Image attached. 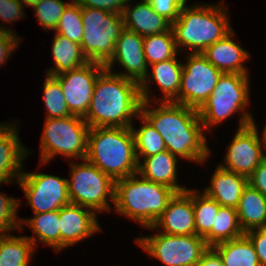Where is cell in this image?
Masks as SVG:
<instances>
[{
  "instance_id": "cell-1",
  "label": "cell",
  "mask_w": 266,
  "mask_h": 266,
  "mask_svg": "<svg viewBox=\"0 0 266 266\" xmlns=\"http://www.w3.org/2000/svg\"><path fill=\"white\" fill-rule=\"evenodd\" d=\"M151 103L142 101L140 114L162 136L167 150L178 158L205 163L211 151L198 110L174 102H155L156 108Z\"/></svg>"
},
{
  "instance_id": "cell-2",
  "label": "cell",
  "mask_w": 266,
  "mask_h": 266,
  "mask_svg": "<svg viewBox=\"0 0 266 266\" xmlns=\"http://www.w3.org/2000/svg\"><path fill=\"white\" fill-rule=\"evenodd\" d=\"M141 103L137 82L104 69L97 77L84 120L90 128L131 127Z\"/></svg>"
},
{
  "instance_id": "cell-3",
  "label": "cell",
  "mask_w": 266,
  "mask_h": 266,
  "mask_svg": "<svg viewBox=\"0 0 266 266\" xmlns=\"http://www.w3.org/2000/svg\"><path fill=\"white\" fill-rule=\"evenodd\" d=\"M85 159L114 181L138 173L131 127L90 128Z\"/></svg>"
},
{
  "instance_id": "cell-4",
  "label": "cell",
  "mask_w": 266,
  "mask_h": 266,
  "mask_svg": "<svg viewBox=\"0 0 266 266\" xmlns=\"http://www.w3.org/2000/svg\"><path fill=\"white\" fill-rule=\"evenodd\" d=\"M223 4L201 2L192 7L186 3L182 6L178 19L172 23L178 51L190 48V53L192 50V53H202L233 30Z\"/></svg>"
},
{
  "instance_id": "cell-5",
  "label": "cell",
  "mask_w": 266,
  "mask_h": 266,
  "mask_svg": "<svg viewBox=\"0 0 266 266\" xmlns=\"http://www.w3.org/2000/svg\"><path fill=\"white\" fill-rule=\"evenodd\" d=\"M141 178V179H140ZM176 192L160 183L144 179L139 173L115 181V212L152 226Z\"/></svg>"
},
{
  "instance_id": "cell-6",
  "label": "cell",
  "mask_w": 266,
  "mask_h": 266,
  "mask_svg": "<svg viewBox=\"0 0 266 266\" xmlns=\"http://www.w3.org/2000/svg\"><path fill=\"white\" fill-rule=\"evenodd\" d=\"M249 75L238 73L222 74L211 95L198 109L205 131L241 113L238 128L254 123V117L244 109L250 104Z\"/></svg>"
},
{
  "instance_id": "cell-7",
  "label": "cell",
  "mask_w": 266,
  "mask_h": 266,
  "mask_svg": "<svg viewBox=\"0 0 266 266\" xmlns=\"http://www.w3.org/2000/svg\"><path fill=\"white\" fill-rule=\"evenodd\" d=\"M89 130V125L80 116L45 119L40 141L41 164L49 163L57 155L84 160Z\"/></svg>"
},
{
  "instance_id": "cell-8",
  "label": "cell",
  "mask_w": 266,
  "mask_h": 266,
  "mask_svg": "<svg viewBox=\"0 0 266 266\" xmlns=\"http://www.w3.org/2000/svg\"><path fill=\"white\" fill-rule=\"evenodd\" d=\"M83 161L70 162L71 178L67 179L70 203L89 208L96 214L111 211L108 199L114 204L115 181L88 160Z\"/></svg>"
},
{
  "instance_id": "cell-9",
  "label": "cell",
  "mask_w": 266,
  "mask_h": 266,
  "mask_svg": "<svg viewBox=\"0 0 266 266\" xmlns=\"http://www.w3.org/2000/svg\"><path fill=\"white\" fill-rule=\"evenodd\" d=\"M84 26L81 48L89 62L106 65L114 53L115 42L124 29L122 15L81 7Z\"/></svg>"
},
{
  "instance_id": "cell-10",
  "label": "cell",
  "mask_w": 266,
  "mask_h": 266,
  "mask_svg": "<svg viewBox=\"0 0 266 266\" xmlns=\"http://www.w3.org/2000/svg\"><path fill=\"white\" fill-rule=\"evenodd\" d=\"M136 243L166 266H198L209 249L205 239L196 234L179 236L158 231L152 236L137 237Z\"/></svg>"
},
{
  "instance_id": "cell-11",
  "label": "cell",
  "mask_w": 266,
  "mask_h": 266,
  "mask_svg": "<svg viewBox=\"0 0 266 266\" xmlns=\"http://www.w3.org/2000/svg\"><path fill=\"white\" fill-rule=\"evenodd\" d=\"M183 64L181 85L174 103L199 109L211 95L223 74L202 53L188 52Z\"/></svg>"
},
{
  "instance_id": "cell-12",
  "label": "cell",
  "mask_w": 266,
  "mask_h": 266,
  "mask_svg": "<svg viewBox=\"0 0 266 266\" xmlns=\"http://www.w3.org/2000/svg\"><path fill=\"white\" fill-rule=\"evenodd\" d=\"M17 181L34 214L60 210L70 204L67 179L24 170Z\"/></svg>"
},
{
  "instance_id": "cell-13",
  "label": "cell",
  "mask_w": 266,
  "mask_h": 266,
  "mask_svg": "<svg viewBox=\"0 0 266 266\" xmlns=\"http://www.w3.org/2000/svg\"><path fill=\"white\" fill-rule=\"evenodd\" d=\"M262 135L261 139L255 122L238 128L232 142L227 147L224 164L218 165L228 171L249 177L266 158L263 152L266 151L264 131Z\"/></svg>"
},
{
  "instance_id": "cell-14",
  "label": "cell",
  "mask_w": 266,
  "mask_h": 266,
  "mask_svg": "<svg viewBox=\"0 0 266 266\" xmlns=\"http://www.w3.org/2000/svg\"><path fill=\"white\" fill-rule=\"evenodd\" d=\"M104 69L103 64L87 62L71 71L54 76L60 82L67 107L72 115L83 118L86 116L97 77Z\"/></svg>"
},
{
  "instance_id": "cell-15",
  "label": "cell",
  "mask_w": 266,
  "mask_h": 266,
  "mask_svg": "<svg viewBox=\"0 0 266 266\" xmlns=\"http://www.w3.org/2000/svg\"><path fill=\"white\" fill-rule=\"evenodd\" d=\"M143 36L124 28L115 42L114 53L105 69L112 72L115 61L125 71L115 73L124 78L137 82L139 85L149 74L148 65L143 50Z\"/></svg>"
},
{
  "instance_id": "cell-16",
  "label": "cell",
  "mask_w": 266,
  "mask_h": 266,
  "mask_svg": "<svg viewBox=\"0 0 266 266\" xmlns=\"http://www.w3.org/2000/svg\"><path fill=\"white\" fill-rule=\"evenodd\" d=\"M149 230H158L170 235H194L195 217L192 202V189L175 193L166 209Z\"/></svg>"
},
{
  "instance_id": "cell-17",
  "label": "cell",
  "mask_w": 266,
  "mask_h": 266,
  "mask_svg": "<svg viewBox=\"0 0 266 266\" xmlns=\"http://www.w3.org/2000/svg\"><path fill=\"white\" fill-rule=\"evenodd\" d=\"M60 251L101 231L98 215L89 208L68 204L59 210Z\"/></svg>"
},
{
  "instance_id": "cell-18",
  "label": "cell",
  "mask_w": 266,
  "mask_h": 266,
  "mask_svg": "<svg viewBox=\"0 0 266 266\" xmlns=\"http://www.w3.org/2000/svg\"><path fill=\"white\" fill-rule=\"evenodd\" d=\"M13 123L0 122V184L18 180L23 172L22 163L31 152L19 138V130Z\"/></svg>"
},
{
  "instance_id": "cell-19",
  "label": "cell",
  "mask_w": 266,
  "mask_h": 266,
  "mask_svg": "<svg viewBox=\"0 0 266 266\" xmlns=\"http://www.w3.org/2000/svg\"><path fill=\"white\" fill-rule=\"evenodd\" d=\"M183 62H178L175 58L161 61L150 65L152 67L151 74L147 75L140 86V97L142 101H151L150 85L154 81L161 89L164 97L154 99L156 102H173L178 97L181 85V75L183 70ZM151 77V78H149Z\"/></svg>"
},
{
  "instance_id": "cell-20",
  "label": "cell",
  "mask_w": 266,
  "mask_h": 266,
  "mask_svg": "<svg viewBox=\"0 0 266 266\" xmlns=\"http://www.w3.org/2000/svg\"><path fill=\"white\" fill-rule=\"evenodd\" d=\"M132 1L127 0L121 14L124 28L143 37L164 33L172 28V23L156 13L148 0H141L135 5H131Z\"/></svg>"
},
{
  "instance_id": "cell-21",
  "label": "cell",
  "mask_w": 266,
  "mask_h": 266,
  "mask_svg": "<svg viewBox=\"0 0 266 266\" xmlns=\"http://www.w3.org/2000/svg\"><path fill=\"white\" fill-rule=\"evenodd\" d=\"M234 34L235 32L232 30L223 39L207 47L202 54L224 74L249 75L247 66L243 65L250 58L249 53L233 40Z\"/></svg>"
},
{
  "instance_id": "cell-22",
  "label": "cell",
  "mask_w": 266,
  "mask_h": 266,
  "mask_svg": "<svg viewBox=\"0 0 266 266\" xmlns=\"http://www.w3.org/2000/svg\"><path fill=\"white\" fill-rule=\"evenodd\" d=\"M248 185V177L216 166L210 180V186L204 188L209 197L220 206L237 208L244 188Z\"/></svg>"
},
{
  "instance_id": "cell-23",
  "label": "cell",
  "mask_w": 266,
  "mask_h": 266,
  "mask_svg": "<svg viewBox=\"0 0 266 266\" xmlns=\"http://www.w3.org/2000/svg\"><path fill=\"white\" fill-rule=\"evenodd\" d=\"M177 163L178 157L165 150L144 157L143 161L138 163V173L144 179L163 184L176 193L183 192L187 188L177 182Z\"/></svg>"
},
{
  "instance_id": "cell-24",
  "label": "cell",
  "mask_w": 266,
  "mask_h": 266,
  "mask_svg": "<svg viewBox=\"0 0 266 266\" xmlns=\"http://www.w3.org/2000/svg\"><path fill=\"white\" fill-rule=\"evenodd\" d=\"M236 210L244 233L251 229L266 228V197L250 184L244 188Z\"/></svg>"
},
{
  "instance_id": "cell-25",
  "label": "cell",
  "mask_w": 266,
  "mask_h": 266,
  "mask_svg": "<svg viewBox=\"0 0 266 266\" xmlns=\"http://www.w3.org/2000/svg\"><path fill=\"white\" fill-rule=\"evenodd\" d=\"M51 48L54 66L46 71L47 75L56 76L89 62L83 54L81 44L61 34H55Z\"/></svg>"
},
{
  "instance_id": "cell-26",
  "label": "cell",
  "mask_w": 266,
  "mask_h": 266,
  "mask_svg": "<svg viewBox=\"0 0 266 266\" xmlns=\"http://www.w3.org/2000/svg\"><path fill=\"white\" fill-rule=\"evenodd\" d=\"M59 210L34 214L32 218H21L20 229L23 230L22 224L24 223L34 233L33 237L27 238L34 244L38 241L52 247L57 253L60 252V225H59Z\"/></svg>"
},
{
  "instance_id": "cell-27",
  "label": "cell",
  "mask_w": 266,
  "mask_h": 266,
  "mask_svg": "<svg viewBox=\"0 0 266 266\" xmlns=\"http://www.w3.org/2000/svg\"><path fill=\"white\" fill-rule=\"evenodd\" d=\"M212 248L221 257L223 266H260L254 246L245 234Z\"/></svg>"
},
{
  "instance_id": "cell-28",
  "label": "cell",
  "mask_w": 266,
  "mask_h": 266,
  "mask_svg": "<svg viewBox=\"0 0 266 266\" xmlns=\"http://www.w3.org/2000/svg\"><path fill=\"white\" fill-rule=\"evenodd\" d=\"M34 244L27 236L7 234L0 237V266H29Z\"/></svg>"
},
{
  "instance_id": "cell-29",
  "label": "cell",
  "mask_w": 266,
  "mask_h": 266,
  "mask_svg": "<svg viewBox=\"0 0 266 266\" xmlns=\"http://www.w3.org/2000/svg\"><path fill=\"white\" fill-rule=\"evenodd\" d=\"M245 233L241 229L237 210L232 207L220 206L212 230L204 237L209 247L239 238Z\"/></svg>"
},
{
  "instance_id": "cell-30",
  "label": "cell",
  "mask_w": 266,
  "mask_h": 266,
  "mask_svg": "<svg viewBox=\"0 0 266 266\" xmlns=\"http://www.w3.org/2000/svg\"><path fill=\"white\" fill-rule=\"evenodd\" d=\"M141 120V127L135 128L131 126L135 139V153L138 163L144 157L163 152L167 150L162 136L156 131L151 123L142 115L137 116Z\"/></svg>"
},
{
  "instance_id": "cell-31",
  "label": "cell",
  "mask_w": 266,
  "mask_h": 266,
  "mask_svg": "<svg viewBox=\"0 0 266 266\" xmlns=\"http://www.w3.org/2000/svg\"><path fill=\"white\" fill-rule=\"evenodd\" d=\"M143 50L148 66L178 56L172 28L164 33L144 37Z\"/></svg>"
},
{
  "instance_id": "cell-32",
  "label": "cell",
  "mask_w": 266,
  "mask_h": 266,
  "mask_svg": "<svg viewBox=\"0 0 266 266\" xmlns=\"http://www.w3.org/2000/svg\"><path fill=\"white\" fill-rule=\"evenodd\" d=\"M192 202L195 217V234L205 237L211 230L220 205L205 192L192 190Z\"/></svg>"
},
{
  "instance_id": "cell-33",
  "label": "cell",
  "mask_w": 266,
  "mask_h": 266,
  "mask_svg": "<svg viewBox=\"0 0 266 266\" xmlns=\"http://www.w3.org/2000/svg\"><path fill=\"white\" fill-rule=\"evenodd\" d=\"M45 75L46 78L43 85V101L47 110L45 119L68 117L72 115L67 107L60 82L54 76Z\"/></svg>"
},
{
  "instance_id": "cell-34",
  "label": "cell",
  "mask_w": 266,
  "mask_h": 266,
  "mask_svg": "<svg viewBox=\"0 0 266 266\" xmlns=\"http://www.w3.org/2000/svg\"><path fill=\"white\" fill-rule=\"evenodd\" d=\"M54 31L69 38L71 41L81 44L84 26L81 6L75 0H72L66 7Z\"/></svg>"
},
{
  "instance_id": "cell-35",
  "label": "cell",
  "mask_w": 266,
  "mask_h": 266,
  "mask_svg": "<svg viewBox=\"0 0 266 266\" xmlns=\"http://www.w3.org/2000/svg\"><path fill=\"white\" fill-rule=\"evenodd\" d=\"M70 3L62 0H42L33 7L35 18H37L44 30L54 31L60 17Z\"/></svg>"
},
{
  "instance_id": "cell-36",
  "label": "cell",
  "mask_w": 266,
  "mask_h": 266,
  "mask_svg": "<svg viewBox=\"0 0 266 266\" xmlns=\"http://www.w3.org/2000/svg\"><path fill=\"white\" fill-rule=\"evenodd\" d=\"M20 203V200L8 197L0 192V237L9 234L8 231L20 229V222L17 217Z\"/></svg>"
},
{
  "instance_id": "cell-37",
  "label": "cell",
  "mask_w": 266,
  "mask_h": 266,
  "mask_svg": "<svg viewBox=\"0 0 266 266\" xmlns=\"http://www.w3.org/2000/svg\"><path fill=\"white\" fill-rule=\"evenodd\" d=\"M20 36L14 29L0 25V66L7 62L12 52L19 46Z\"/></svg>"
},
{
  "instance_id": "cell-38",
  "label": "cell",
  "mask_w": 266,
  "mask_h": 266,
  "mask_svg": "<svg viewBox=\"0 0 266 266\" xmlns=\"http://www.w3.org/2000/svg\"><path fill=\"white\" fill-rule=\"evenodd\" d=\"M156 13L165 17L171 23L175 22L182 6L187 0H148Z\"/></svg>"
},
{
  "instance_id": "cell-39",
  "label": "cell",
  "mask_w": 266,
  "mask_h": 266,
  "mask_svg": "<svg viewBox=\"0 0 266 266\" xmlns=\"http://www.w3.org/2000/svg\"><path fill=\"white\" fill-rule=\"evenodd\" d=\"M24 6L19 0H0V19L6 24L23 19Z\"/></svg>"
},
{
  "instance_id": "cell-40",
  "label": "cell",
  "mask_w": 266,
  "mask_h": 266,
  "mask_svg": "<svg viewBox=\"0 0 266 266\" xmlns=\"http://www.w3.org/2000/svg\"><path fill=\"white\" fill-rule=\"evenodd\" d=\"M252 242L260 266H266V228H256L245 232Z\"/></svg>"
},
{
  "instance_id": "cell-41",
  "label": "cell",
  "mask_w": 266,
  "mask_h": 266,
  "mask_svg": "<svg viewBox=\"0 0 266 266\" xmlns=\"http://www.w3.org/2000/svg\"><path fill=\"white\" fill-rule=\"evenodd\" d=\"M81 7H91L121 15L127 0H75Z\"/></svg>"
},
{
  "instance_id": "cell-42",
  "label": "cell",
  "mask_w": 266,
  "mask_h": 266,
  "mask_svg": "<svg viewBox=\"0 0 266 266\" xmlns=\"http://www.w3.org/2000/svg\"><path fill=\"white\" fill-rule=\"evenodd\" d=\"M248 184L257 189L266 197V158L248 177Z\"/></svg>"
},
{
  "instance_id": "cell-43",
  "label": "cell",
  "mask_w": 266,
  "mask_h": 266,
  "mask_svg": "<svg viewBox=\"0 0 266 266\" xmlns=\"http://www.w3.org/2000/svg\"><path fill=\"white\" fill-rule=\"evenodd\" d=\"M198 266H223V263L218 253L212 247H209L202 255Z\"/></svg>"
},
{
  "instance_id": "cell-44",
  "label": "cell",
  "mask_w": 266,
  "mask_h": 266,
  "mask_svg": "<svg viewBox=\"0 0 266 266\" xmlns=\"http://www.w3.org/2000/svg\"><path fill=\"white\" fill-rule=\"evenodd\" d=\"M23 6L25 5L26 7H31L33 8L36 4H38L42 0H19Z\"/></svg>"
},
{
  "instance_id": "cell-45",
  "label": "cell",
  "mask_w": 266,
  "mask_h": 266,
  "mask_svg": "<svg viewBox=\"0 0 266 266\" xmlns=\"http://www.w3.org/2000/svg\"><path fill=\"white\" fill-rule=\"evenodd\" d=\"M264 133L266 134V124L264 126V129H263Z\"/></svg>"
}]
</instances>
